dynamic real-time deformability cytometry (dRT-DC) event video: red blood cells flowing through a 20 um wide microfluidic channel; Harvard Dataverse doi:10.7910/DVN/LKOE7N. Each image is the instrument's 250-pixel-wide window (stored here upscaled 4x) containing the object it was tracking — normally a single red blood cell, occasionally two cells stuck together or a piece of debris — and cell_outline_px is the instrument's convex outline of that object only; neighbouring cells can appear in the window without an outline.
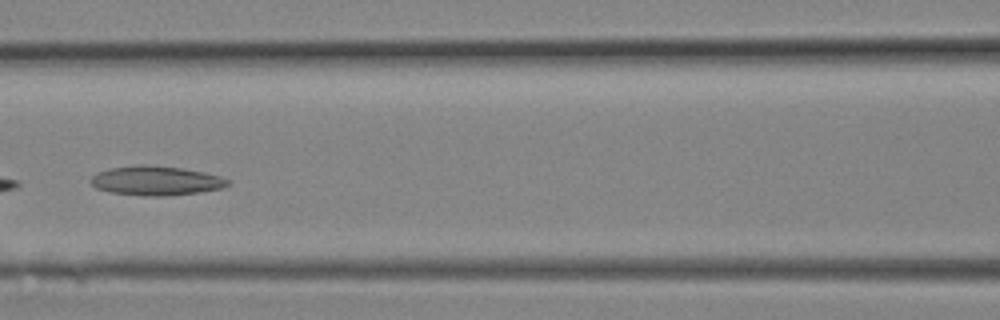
{"species": "Egyptian fruit bat (a non-hibernating species)", "species_latin": "Rousettus aegyptiacus", "temperature_condition": "room temperature", "stored_images_in_passage": 12, "camera_frame_rate_fps": 3000, "um_per_image_px": 0.085, "animal": {"sex": "female"}, "frame": {"image": 1, "passage_image": 10, "time_ms": 3.0, "image_size_px": [1000, 320], "cell_outline_px": [[232, 184], [224, 188], [200, 192], [164, 196], [144, 196], [108, 192], [96, 188], [88, 180], [96, 172], [108, 168], [140, 164], [144, 164], [180, 168], [204, 172], [220, 176], [232, 180]], "centroid_in_image_um": [13.27, 15.36], "position_along_channel_um": 153.3, "area_um2": 23.81}}